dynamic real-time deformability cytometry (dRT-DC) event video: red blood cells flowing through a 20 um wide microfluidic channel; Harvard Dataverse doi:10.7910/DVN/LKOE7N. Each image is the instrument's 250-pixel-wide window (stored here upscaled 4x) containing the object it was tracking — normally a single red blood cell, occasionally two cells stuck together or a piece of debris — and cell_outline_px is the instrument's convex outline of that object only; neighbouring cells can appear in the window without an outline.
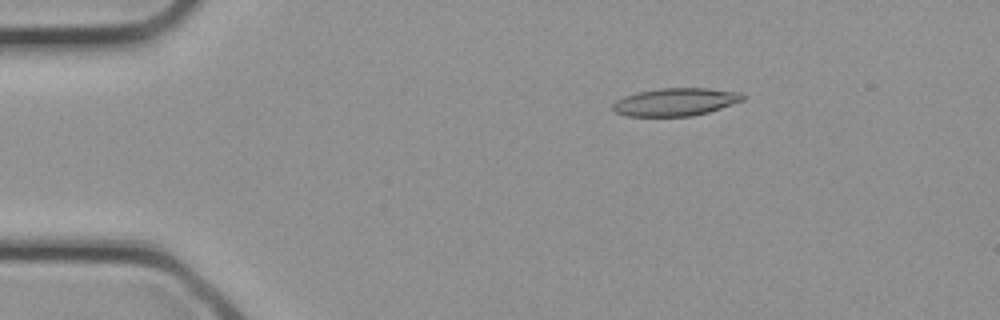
{"species": "common noctule bat (a hibernating species)", "species_latin": "Nyctalus noctula", "temperature_condition": "cold", "stored_images_in_passage": 11, "camera_frame_rate_fps": 3000, "um_per_image_px": 0.085, "animal": {"sex": "female", "body_mass_g": 21.9}, "frame": {"image": 1, "passage_image": 5, "time_ms": 1.333, "image_size_px": [1000, 320], "cell_outline_px": [[744, 100], [708, 112], [692, 116], [628, 116], [616, 112], [612, 108], [612, 104], [616, 100], [624, 96], [636, 92], [660, 88], [708, 88], [740, 92], [744, 96]], "centroid_in_image_um": [57.4, 8.66], "position_along_channel_um": 27.6, "area_um2": 21.04}}
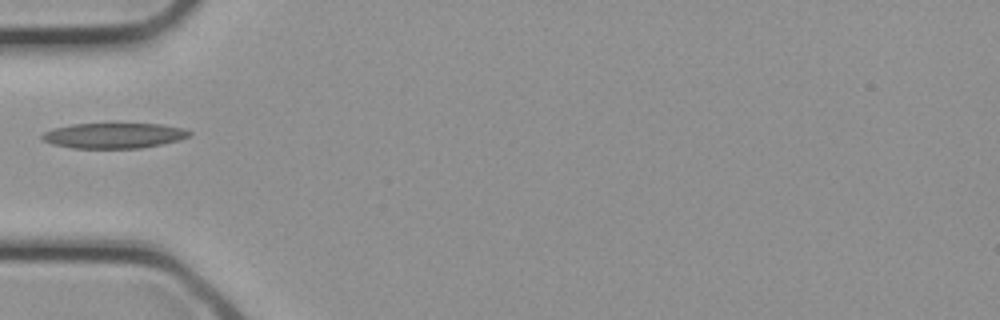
{"frame": {"image": 2, "passage_image": 10, "time_ms": 3.0, "image_size_px": [1000, 320], "cell_outline_px": [[192, 132], [188, 136], [180, 140], [140, 148], [72, 148], [52, 144], [44, 140], [40, 136], [44, 132], [52, 128], [72, 124], [160, 124], [180, 128]], "centroid_in_image_um": [9.63, 11.52], "position_along_channel_um": 75.4, "area_um2": 21.56}}